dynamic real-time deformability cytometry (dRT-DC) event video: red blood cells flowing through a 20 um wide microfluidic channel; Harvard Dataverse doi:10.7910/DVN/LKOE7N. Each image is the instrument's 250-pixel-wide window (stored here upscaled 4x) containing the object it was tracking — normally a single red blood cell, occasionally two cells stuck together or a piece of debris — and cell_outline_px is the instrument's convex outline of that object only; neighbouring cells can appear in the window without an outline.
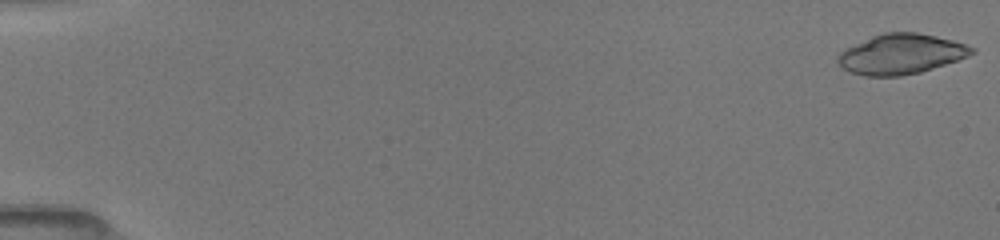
{"species": "common noctule bat (a hibernating species)", "species_latin": "Nyctalus noctula", "temperature_condition": "room temperature", "stored_images_in_passage": 10, "camera_frame_rate_fps": 3000, "um_per_image_px": 0.085, "animal": {"sex": "female", "body_mass_g": 19.5, "forearm_length_mm": 54.1}, "frame": {"image": 1, "passage_image": 1, "time_ms": 0.0, "image_size_px": [1000, 240], "cell_outline_px": [[976, 52], [968, 56], [920, 72], [900, 76], [864, 76], [848, 72], [836, 64], [836, 56], [840, 52], [872, 36], [884, 32], [916, 32], [936, 36], [968, 44], [976, 48]], "centroid_in_image_um": [76.57, 4.6], "position_along_channel_um": 8.4, "area_um2": 31.33}}